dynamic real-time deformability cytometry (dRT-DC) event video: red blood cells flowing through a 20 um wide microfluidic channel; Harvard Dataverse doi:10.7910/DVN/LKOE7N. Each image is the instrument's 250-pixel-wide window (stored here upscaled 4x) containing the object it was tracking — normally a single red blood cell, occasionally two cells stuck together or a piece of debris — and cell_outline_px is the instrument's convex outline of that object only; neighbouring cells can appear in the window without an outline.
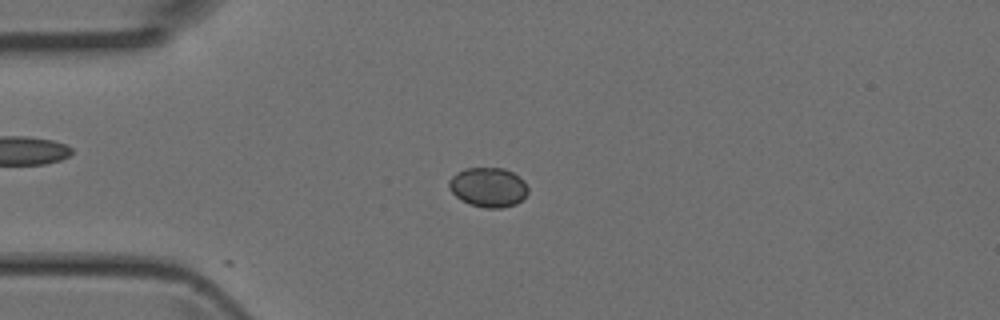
{"species": "Egyptian fruit bat (a non-hibernating species)", "species_latin": "Rousettus aegyptiacus", "temperature_condition": "room temperature", "stored_images_in_passage": 5, "camera_frame_rate_fps": 3000, "um_per_image_px": 0.085, "animal": {"sex": "female"}, "frame": {"image": 1, "passage_image": 3, "time_ms": 0.667, "image_size_px": [1000, 320], "cell_outline_px": [[528, 192], [516, 204], [504, 208], [484, 208], [472, 204], [456, 196], [448, 188], [448, 180], [456, 172], [464, 168], [504, 168], [512, 172], [524, 180], [528, 188]], "centroid_in_image_um": [41.49, 15.9], "position_along_channel_um": 43.5, "area_um2": 18.21}}
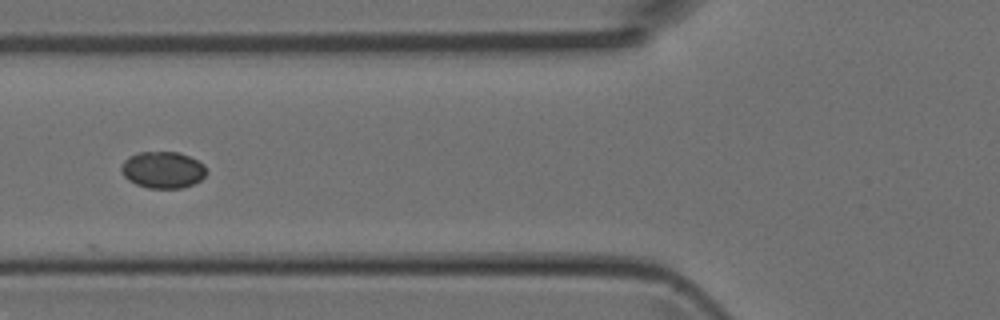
{"frame": {"image": 2, "passage_image": 5, "time_ms": 1.333, "image_size_px": [1000, 320], "cell_outline_px": [[208, 172], [200, 180], [184, 188], [148, 188], [136, 184], [128, 180], [124, 176], [120, 168], [124, 160], [128, 156], [140, 152], [176, 152], [188, 156], [204, 164]], "centroid_in_image_um": [13.83, 14.44], "position_along_channel_um": 112.0, "area_um2": 18.21}}